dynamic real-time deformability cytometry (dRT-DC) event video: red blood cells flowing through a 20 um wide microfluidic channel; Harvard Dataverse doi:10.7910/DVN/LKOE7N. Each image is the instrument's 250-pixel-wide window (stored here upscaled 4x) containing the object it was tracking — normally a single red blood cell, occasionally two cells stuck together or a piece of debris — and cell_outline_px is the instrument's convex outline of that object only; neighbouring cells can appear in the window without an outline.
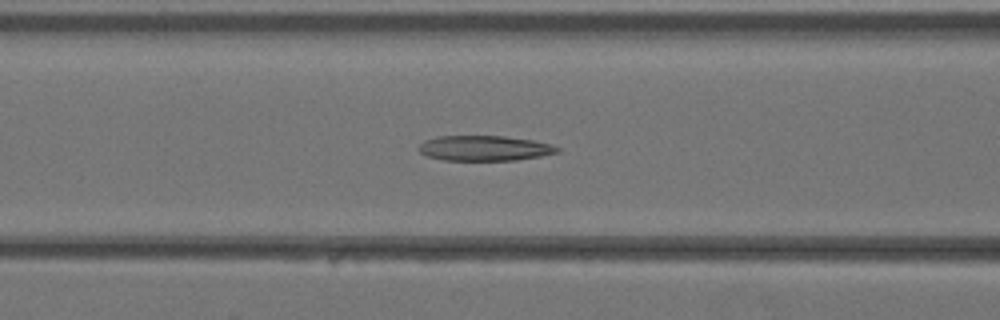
{"species": "Egyptian fruit bat (a non-hibernating species)", "species_latin": "Rousettus aegyptiacus", "temperature_condition": "warm", "stored_images_in_passage": 39, "camera_frame_rate_fps": 3000, "um_per_image_px": 0.085, "animal": {"sex": "female"}, "frame": {"image": 1, "passage_image": 16, "time_ms": 5.0, "image_size_px": [1000, 320], "cell_outline_px": [[560, 152], [540, 156], [516, 160], [444, 160], [428, 156], [420, 152], [420, 144], [424, 140], [436, 136], [504, 136], [532, 140], [552, 144], [560, 148]], "centroid_in_image_um": [41.2, 12.59], "position_along_channel_um": 125.4, "area_um2": 20.29}}
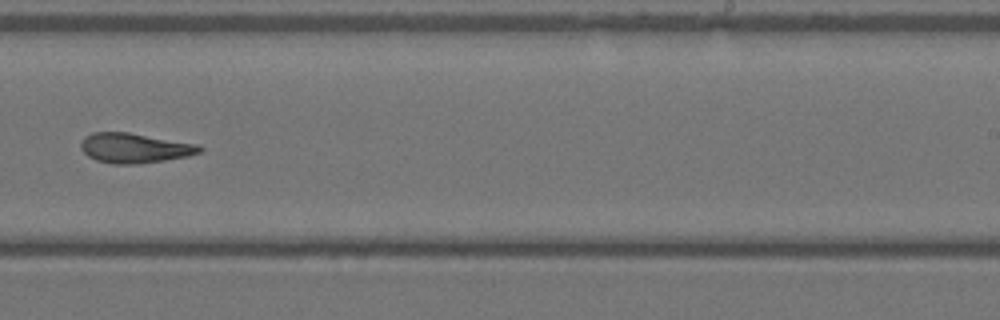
{"frame": {"image": 2, "passage_image": 25, "time_ms": 8.0, "image_size_px": [1000, 320], "cell_outline_px": [[204, 148], [200, 152], [188, 156], [164, 160], [136, 164], [112, 164], [96, 160], [88, 156], [80, 148], [80, 144], [84, 136], [92, 132], [128, 132], [200, 144]], "centroid_in_image_um": [11.44, 12.57], "position_along_channel_um": 277.6, "area_um2": 20.81}}
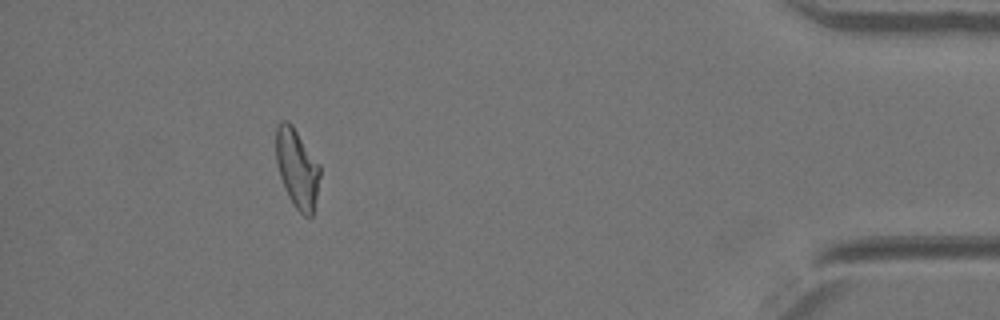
{"frame": {"image": 3, "passage_image": 36, "time_ms": 11.667, "image_size_px": [1000, 320], "cell_outline_px": [[320, 176], [312, 216], [304, 216], [296, 208], [288, 196], [280, 176], [276, 164], [276, 124], [280, 120], [288, 120], [292, 124], [320, 164]], "centroid_in_image_um": [25.24, 14.25], "position_along_channel_um": 410.0, "area_um2": 20.29}}